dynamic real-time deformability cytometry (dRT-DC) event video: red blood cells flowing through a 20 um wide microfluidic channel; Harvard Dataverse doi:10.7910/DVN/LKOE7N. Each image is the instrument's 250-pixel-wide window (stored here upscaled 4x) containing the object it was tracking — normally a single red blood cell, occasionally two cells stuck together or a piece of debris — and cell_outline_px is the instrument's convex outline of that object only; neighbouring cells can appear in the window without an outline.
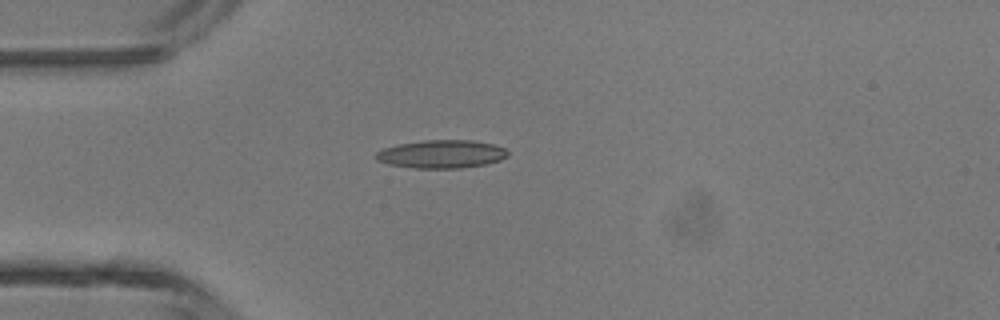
{"species": "common noctule bat (a hibernating species)", "species_latin": "Nyctalus noctula", "temperature_condition": "room temperature", "stored_images_in_passage": 2, "camera_frame_rate_fps": 3000, "um_per_image_px": 0.085, "animal": {"sex": "male", "body_mass_g": 13.3}, "frame": {"image": 1, "passage_image": 1, "time_ms": 0.0, "image_size_px": [1000, 320], "cell_outline_px": [[508, 156], [500, 160], [484, 164], [460, 168], [412, 168], [388, 164], [376, 160], [376, 152], [384, 148], [396, 144], [424, 140], [472, 140], [492, 144], [504, 148], [508, 152]], "centroid_in_image_um": [37.5, 13.09], "position_along_channel_um": 47.5, "area_um2": 21.62}}